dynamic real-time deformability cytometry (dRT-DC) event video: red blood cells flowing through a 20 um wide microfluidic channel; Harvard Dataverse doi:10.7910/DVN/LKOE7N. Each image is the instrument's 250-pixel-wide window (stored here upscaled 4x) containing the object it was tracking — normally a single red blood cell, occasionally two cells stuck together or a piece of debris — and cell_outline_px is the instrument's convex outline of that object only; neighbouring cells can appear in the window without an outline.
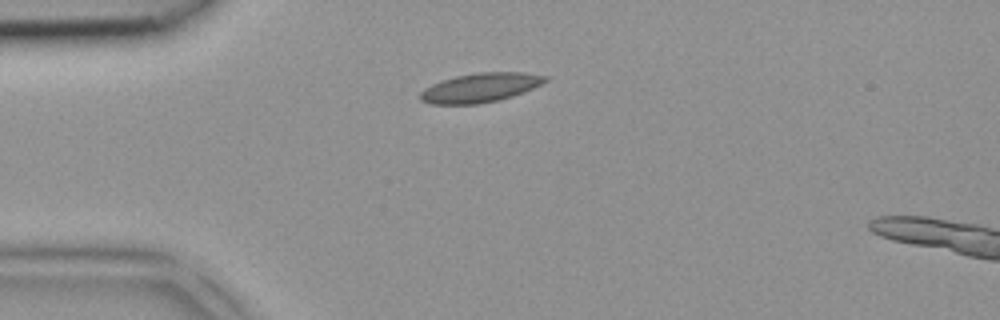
{"species": "common noctule bat (a hibernating species)", "species_latin": "Nyctalus noctula", "temperature_condition": "room temperature", "stored_images_in_passage": 2, "camera_frame_rate_fps": 3000, "um_per_image_px": 0.085, "animal": {"sex": "female", "body_mass_g": 18.4}, "frame": {"image": 1, "passage_image": 1, "time_ms": 0.0, "image_size_px": [1000, 320], "cell_outline_px": [[548, 80], [532, 88], [512, 96], [500, 100], [480, 104], [432, 104], [420, 100], [420, 92], [424, 88], [440, 80], [456, 76], [476, 72], [524, 72], [548, 76]], "centroid_in_image_um": [40.8, 7.45], "position_along_channel_um": 44.2, "area_um2": 21.33}}